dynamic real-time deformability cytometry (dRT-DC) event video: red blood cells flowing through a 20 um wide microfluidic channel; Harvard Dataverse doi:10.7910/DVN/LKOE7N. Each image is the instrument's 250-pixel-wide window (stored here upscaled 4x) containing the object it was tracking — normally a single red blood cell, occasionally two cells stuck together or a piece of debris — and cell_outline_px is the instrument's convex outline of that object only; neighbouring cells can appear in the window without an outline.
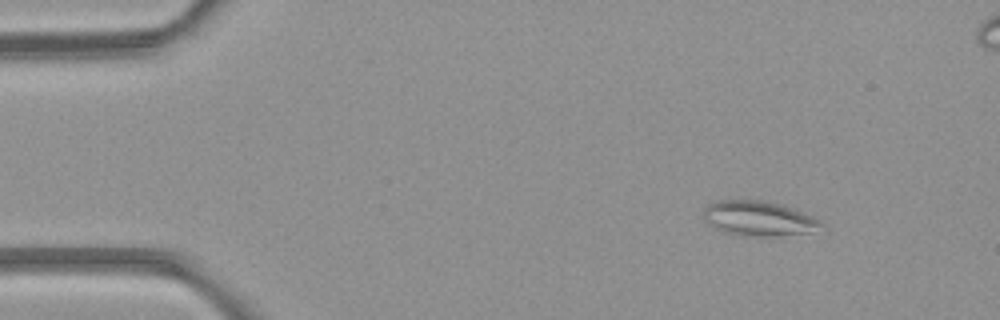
{"species": "common noctule bat (a hibernating species)", "species_latin": "Nyctalus noctula", "temperature_condition": "room temperature", "stored_images_in_passage": 4, "camera_frame_rate_fps": 3000, "um_per_image_px": 0.085, "animal": {"sex": "female", "body_mass_g": 21.9}, "frame": {"image": 1, "passage_image": 1, "time_ms": 0.0, "image_size_px": [1000, 320], "cell_outline_px": [[824, 224], [808, 232], [776, 236], [748, 236], [724, 232], [708, 224], [704, 220], [704, 208], [708, 204], [716, 200], [764, 200], [780, 204], [792, 208], [812, 216], [820, 220]], "centroid_in_image_um": [64.43, 18.56], "position_along_channel_um": 20.6, "area_um2": 23.7}}